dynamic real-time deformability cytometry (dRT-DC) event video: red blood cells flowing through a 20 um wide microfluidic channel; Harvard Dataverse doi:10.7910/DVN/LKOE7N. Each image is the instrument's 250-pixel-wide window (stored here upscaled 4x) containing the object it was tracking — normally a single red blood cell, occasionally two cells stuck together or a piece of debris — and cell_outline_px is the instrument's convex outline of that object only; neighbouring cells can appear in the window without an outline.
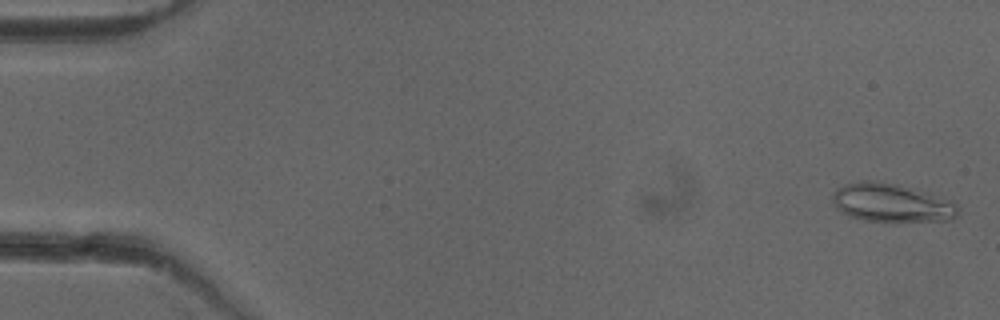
{"species": "common noctule bat (a hibernating species)", "species_latin": "Nyctalus noctula", "temperature_condition": "cold", "stored_images_in_passage": 52, "camera_frame_rate_fps": 3000, "um_per_image_px": 0.085, "animal": {"sex": "female"}, "frame": {"image": 1, "passage_image": 2, "time_ms": 0.333, "image_size_px": [1000, 320], "cell_outline_px": [[960, 216], [952, 220], [884, 224], [864, 220], [848, 216], [836, 208], [832, 200], [832, 196], [836, 188], [844, 184], [860, 180], [872, 180], [896, 184], [952, 200], [960, 208]], "centroid_in_image_um": [75.81, 17.29], "position_along_channel_um": 9.2, "area_um2": 29.25}}
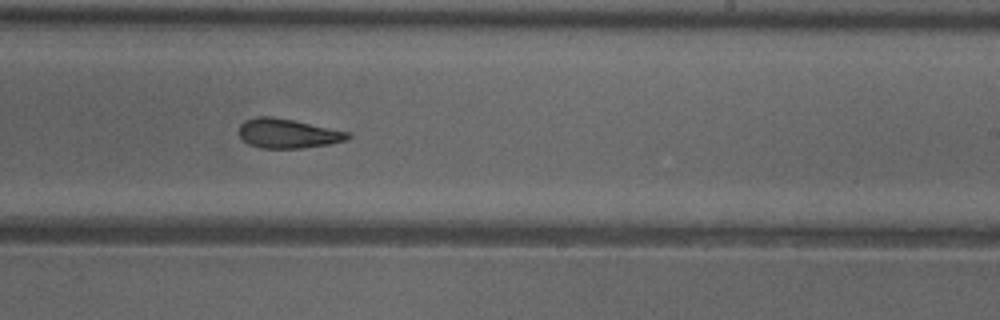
{"frame": {"image": 2, "passage_image": 32, "time_ms": 10.333, "image_size_px": [1000, 320], "cell_outline_px": [[352, 136], [348, 140], [332, 144], [300, 148], [260, 148], [248, 144], [240, 136], [240, 124], [244, 120], [260, 116], [272, 116], [352, 132]], "centroid_in_image_um": [24.52, 11.35], "position_along_channel_um": 264.5, "area_um2": 18.79}}
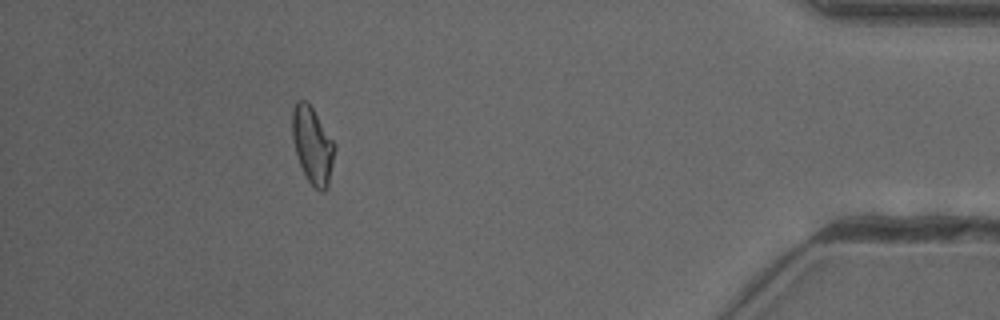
{"frame": {"image": 3, "passage_image": 47, "time_ms": 15.333, "image_size_px": [1000, 320], "cell_outline_px": [[336, 148], [328, 188], [324, 192], [320, 192], [308, 180], [300, 164], [292, 140], [292, 112], [296, 100], [304, 100], [312, 108], [336, 144]], "centroid_in_image_um": [26.58, 12.36], "position_along_channel_um": 408.6, "area_um2": 18.9}, "authors_computed_cell_mechanics": {"area_um2": 19.2763, "velocity_mm_per_s": 3.9795, "shape_relaxation_time_tau1_ms": 8.2034, "shape_relaxation_time_tau2_ms": 5.5471, "deformation_change_tau1": 0.2031, "deformation_change_tau2": 0.1453}}